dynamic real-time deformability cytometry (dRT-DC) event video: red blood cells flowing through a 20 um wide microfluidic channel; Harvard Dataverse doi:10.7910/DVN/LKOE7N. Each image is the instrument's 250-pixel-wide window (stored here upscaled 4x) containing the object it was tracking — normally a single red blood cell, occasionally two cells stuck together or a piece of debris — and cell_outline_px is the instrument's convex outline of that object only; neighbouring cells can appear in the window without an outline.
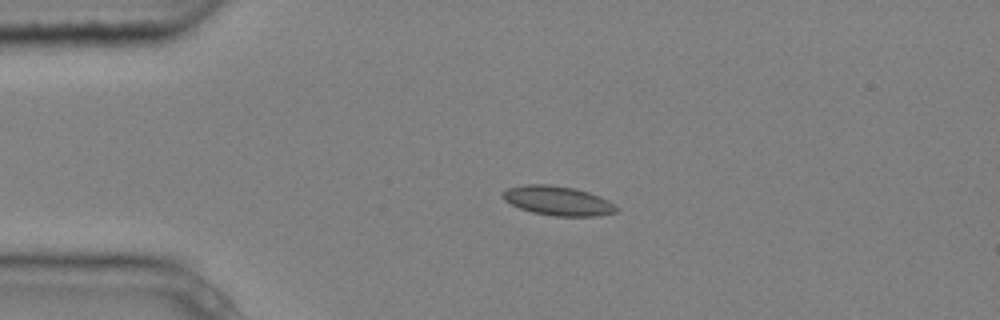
{"species": "common noctule bat (a hibernating species)", "species_latin": "Nyctalus noctula", "temperature_condition": "cold", "stored_images_in_passage": 4, "camera_frame_rate_fps": 3000, "um_per_image_px": 0.085, "animal": {"sex": "male", "body_mass_g": 20.4}, "frame": {"image": 1, "passage_image": 3, "time_ms": 0.667, "image_size_px": [1000, 320], "cell_outline_px": [[620, 208], [616, 212], [596, 216], [552, 216], [532, 212], [520, 208], [504, 200], [500, 196], [500, 192], [508, 188], [524, 184], [548, 184], [576, 188], [600, 196], [616, 204]], "centroid_in_image_um": [47.41, 17.06], "position_along_channel_um": 37.6, "area_um2": 19.71}}